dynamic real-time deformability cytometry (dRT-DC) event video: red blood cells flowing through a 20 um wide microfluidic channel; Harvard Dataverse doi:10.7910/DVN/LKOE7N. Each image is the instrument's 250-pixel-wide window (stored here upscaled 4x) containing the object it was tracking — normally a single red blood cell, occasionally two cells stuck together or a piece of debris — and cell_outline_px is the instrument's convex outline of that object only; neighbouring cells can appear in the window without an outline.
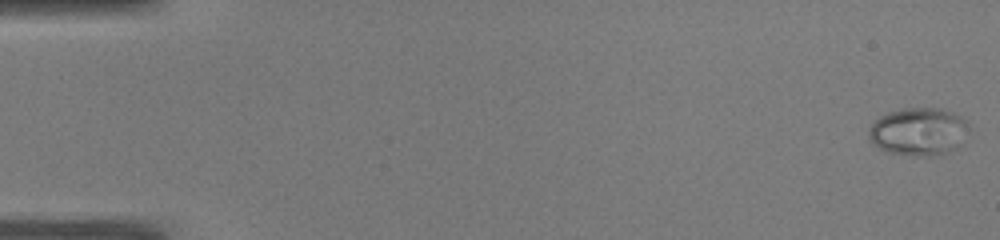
{"species": "common noctule bat (a hibernating species)", "species_latin": "Nyctalus noctula", "temperature_condition": "warm", "stored_images_in_passage": 50, "camera_frame_rate_fps": 3000, "um_per_image_px": 0.085, "animal": {"sex": "male", "body_mass_g": 19.0, "forearm_length_mm": 50.8}, "frame": {"image": 1, "passage_image": 1, "time_ms": 0.0, "image_size_px": [1000, 240], "cell_outline_px": [[972, 128], [956, 148], [948, 152], [932, 156], [916, 156], [888, 152], [880, 148], [868, 140], [868, 132], [872, 120], [888, 112], [904, 108], [940, 108], [952, 112], [968, 120]], "centroid_in_image_um": [78.09, 11.17], "position_along_channel_um": 6.9, "area_um2": 28.38}}
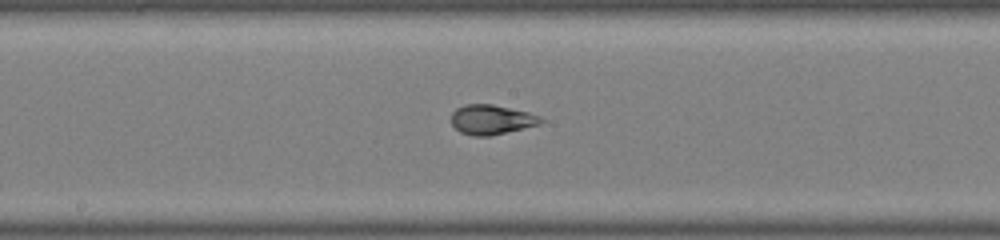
{"frame": {"image": 2, "passage_image": 27, "time_ms": 8.667, "image_size_px": [1000, 240], "cell_outline_px": [[544, 120], [540, 124], [488, 136], [472, 136], [460, 132], [452, 124], [452, 112], [456, 108], [464, 104], [492, 104], [528, 112], [540, 116]], "centroid_in_image_um": [41.76, 10.16], "position_along_channel_um": 206.4, "area_um2": 15.37}}
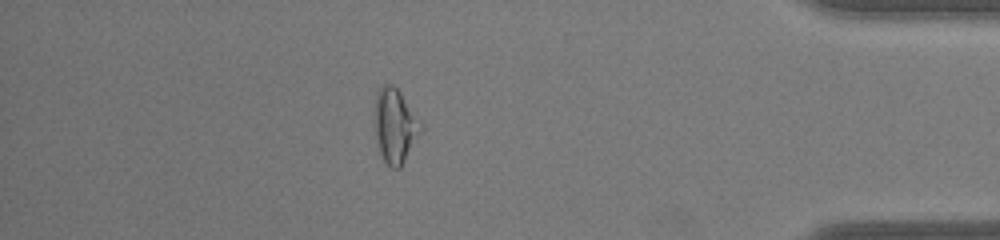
{"frame": {"image": 3, "passage_image": 44, "time_ms": 14.333, "image_size_px": [1000, 240], "cell_outline_px": [[424, 128], [400, 168], [392, 168], [384, 160], [380, 152], [376, 136], [372, 108], [376, 92], [384, 84], [392, 84], [400, 92], [424, 124]], "centroid_in_image_um": [33.57, 10.65], "position_along_channel_um": 401.6, "area_um2": 20.4}, "authors_computed_cell_mechanics": {"area_um2": 18.2359, "velocity_mm_per_s": 4.0851, "shape_relaxation_time_tau1_ms": 9.2179, "shape_relaxation_time_tau2_ms": null, "deformation_change_tau1": 0.2782, "deformation_change_tau2": null}}